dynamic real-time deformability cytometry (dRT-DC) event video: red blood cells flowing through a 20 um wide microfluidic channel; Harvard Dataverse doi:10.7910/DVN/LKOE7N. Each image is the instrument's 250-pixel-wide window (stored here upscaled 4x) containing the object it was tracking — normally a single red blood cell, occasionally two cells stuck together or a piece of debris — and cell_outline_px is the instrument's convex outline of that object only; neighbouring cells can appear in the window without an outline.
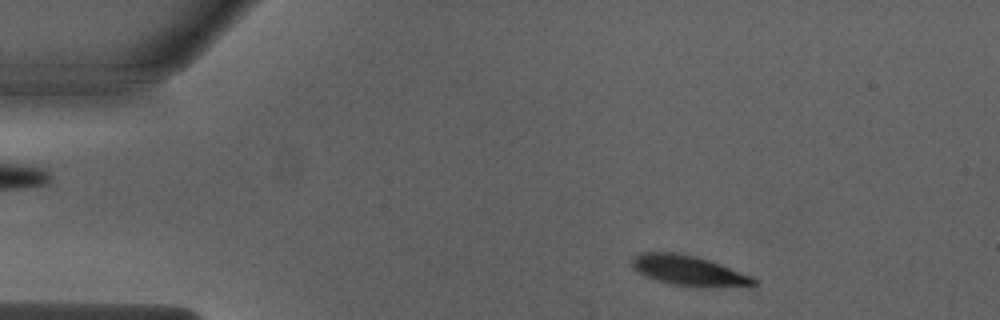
{"species": "Egyptian fruit bat (a non-hibernating species)", "species_latin": "Rousettus aegyptiacus", "temperature_condition": "warm", "stored_images_in_passage": 46, "camera_frame_rate_fps": 3000, "um_per_image_px": 0.085, "animal": {"sex": "male"}, "frame": {"image": 1, "passage_image": 3, "time_ms": 0.667, "image_size_px": [1000, 320], "cell_outline_px": [[756, 284], [752, 288], [672, 284], [656, 280], [644, 276], [632, 268], [632, 256], [640, 252], [672, 252], [696, 256], [720, 264], [752, 276], [756, 280]], "centroid_in_image_um": [58.55, 22.99], "position_along_channel_um": 26.5, "area_um2": 21.33}}
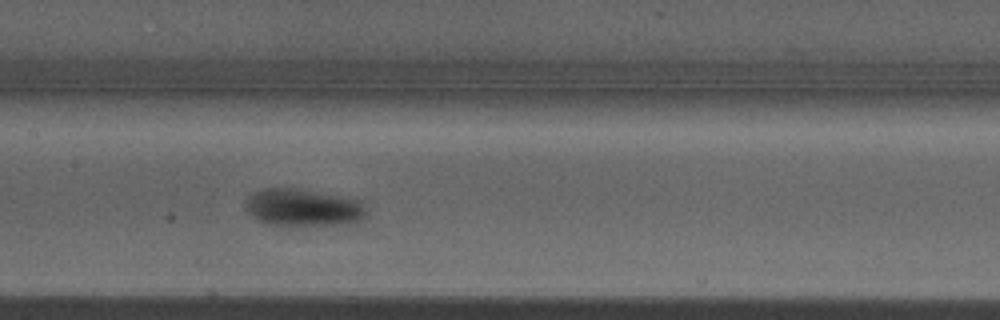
{"frame": {"image": 2, "passage_image": 20, "time_ms": 6.333, "image_size_px": [1000, 320], "cell_outline_px": [[364, 216], [360, 220], [336, 224], [268, 224], [252, 216], [244, 208], [244, 204], [248, 196], [264, 188], [296, 188], [360, 200], [364, 208]], "centroid_in_image_um": [25.69, 17.61], "position_along_channel_um": 181.7, "area_um2": 25.49}}
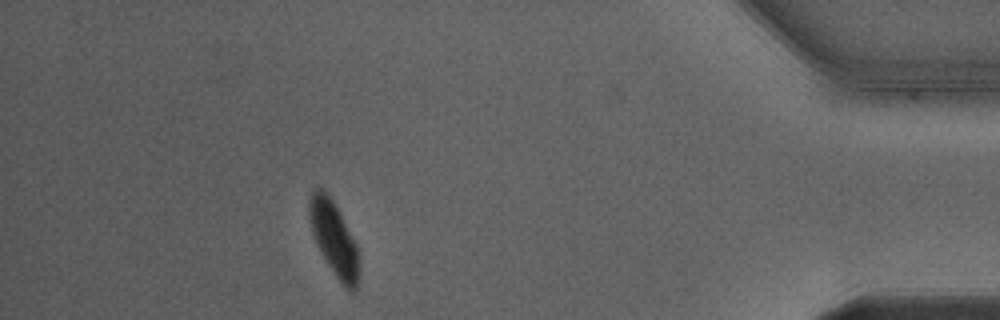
{"frame": {"image": 3, "passage_image": 41, "time_ms": 13.333, "image_size_px": [1000, 320], "cell_outline_px": [[360, 272], [356, 288], [352, 292], [348, 292], [344, 288], [320, 252], [316, 244], [312, 232], [308, 216], [308, 196], [316, 188], [324, 188], [328, 192], [340, 212], [360, 252]], "centroid_in_image_um": [28.4, 20.28], "position_along_channel_um": 406.8, "area_um2": 22.14}, "authors_computed_cell_mechanics": {"area_um2": 24.6806, "velocity_mm_per_s": 3.9718, "shape_relaxation_time_tau1_ms": 2.2175, "shape_relaxation_time_tau2_ms": null, "deformation_change_tau1": 0.1433, "deformation_change_tau2": null}}